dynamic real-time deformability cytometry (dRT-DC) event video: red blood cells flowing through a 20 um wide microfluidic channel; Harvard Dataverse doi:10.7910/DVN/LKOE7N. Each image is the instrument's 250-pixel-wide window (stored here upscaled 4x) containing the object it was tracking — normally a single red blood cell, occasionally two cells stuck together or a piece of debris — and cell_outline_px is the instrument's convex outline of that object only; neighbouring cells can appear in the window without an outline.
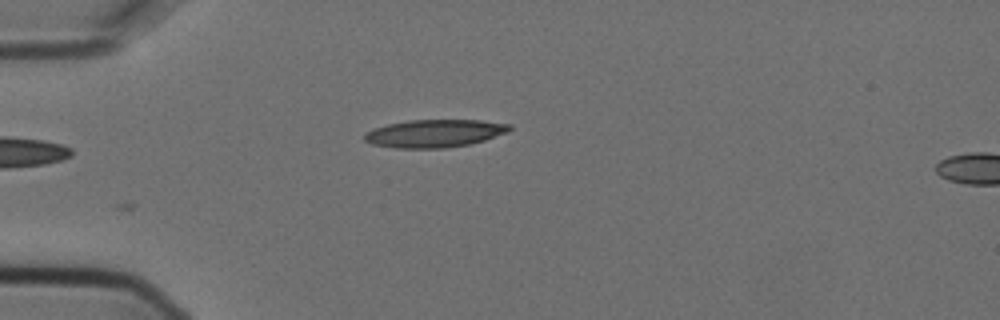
{"species": "Egyptian fruit bat (a non-hibernating species)", "species_latin": "Rousettus aegyptiacus", "temperature_condition": "cold", "stored_images_in_passage": 5, "segment_of_instrument_passage": [1, 2], "camera_frame_rate_fps": 3000, "um_per_image_px": 0.085, "animal": {"sex": "female"}, "frame": {"image": 1, "passage_image": 4, "time_ms": 1.0, "image_size_px": [1000, 320], "cell_outline_px": [[512, 128], [508, 132], [484, 140], [468, 144], [444, 148], [396, 148], [372, 144], [364, 140], [364, 132], [372, 128], [388, 124], [408, 120], [480, 120], [512, 124]], "centroid_in_image_um": [36.92, 11.33], "position_along_channel_um": 48.1, "area_um2": 23.58}}